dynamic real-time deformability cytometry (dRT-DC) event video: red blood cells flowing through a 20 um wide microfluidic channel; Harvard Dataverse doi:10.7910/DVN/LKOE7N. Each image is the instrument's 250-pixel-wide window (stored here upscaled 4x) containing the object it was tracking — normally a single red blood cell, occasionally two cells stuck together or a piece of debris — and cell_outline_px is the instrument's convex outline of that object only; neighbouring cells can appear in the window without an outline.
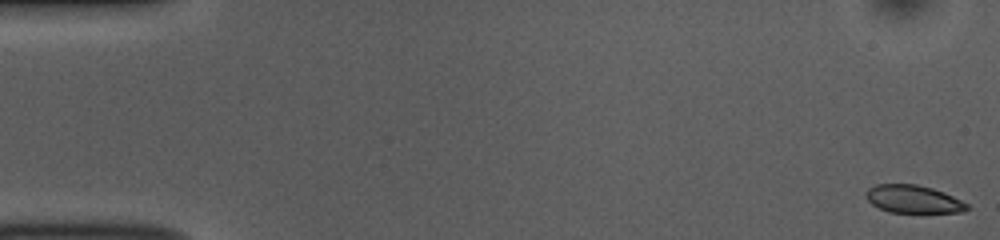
{"species": "common noctule bat (a hibernating species)", "species_latin": "Nyctalus noctula", "temperature_condition": "room temperature", "stored_images_in_passage": 53, "camera_frame_rate_fps": 3000, "um_per_image_px": 0.085, "animal": {"sex": "female", "body_mass_g": 10.0, "forearm_length_mm": 53.1}, "frame": {"image": 1, "passage_image": 1, "time_ms": 0.0, "image_size_px": [1000, 240], "cell_outline_px": [[972, 208], [964, 212], [888, 212], [872, 204], [868, 200], [864, 192], [868, 188], [876, 184], [916, 184], [932, 188], [944, 192], [968, 204]], "centroid_in_image_um": [77.63, 16.92], "position_along_channel_um": 7.4, "area_um2": 16.42}}
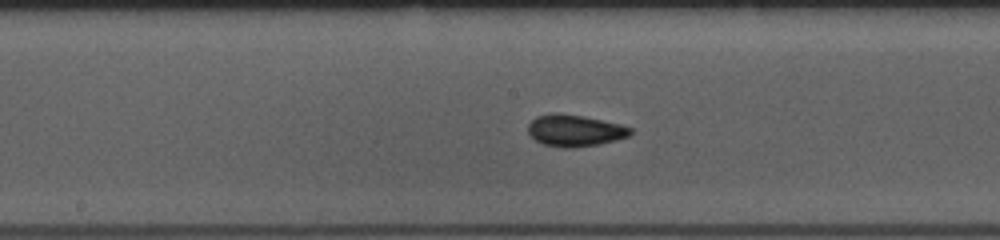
{"frame": {"image": 2, "passage_image": 27, "time_ms": 8.667, "image_size_px": [1000, 240], "cell_outline_px": [[632, 132], [628, 136], [616, 140], [600, 144], [572, 148], [564, 148], [544, 144], [536, 140], [528, 132], [528, 124], [536, 116], [552, 112], [556, 112], [584, 116], [620, 124], [632, 128]], "centroid_in_image_um": [48.85, 11.08], "position_along_channel_um": 199.3, "area_um2": 18.96}}
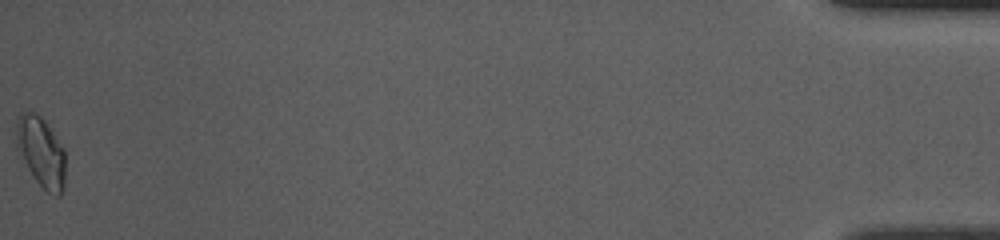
{"frame": {"image": 3, "passage_image": 53, "time_ms": 17.333, "image_size_px": [1000, 240], "cell_outline_px": [[64, 188], [60, 196], [56, 196], [48, 192], [36, 180], [28, 168], [16, 148], [16, 124], [20, 112], [32, 112], [40, 116], [44, 120], [64, 148]], "centroid_in_image_um": [3.48, 12.91], "position_along_channel_um": 431.7, "area_um2": 19.83}, "authors_computed_cell_mechanics": {"area_um2": 17.5712, "velocity_mm_per_s": 3.8087, "shape_relaxation_time_tau1_ms": 5.8863, "shape_relaxation_time_tau2_ms": 0.7881, "deformation_change_tau1": 0.1152, "deformation_change_tau2": 0.0479}}